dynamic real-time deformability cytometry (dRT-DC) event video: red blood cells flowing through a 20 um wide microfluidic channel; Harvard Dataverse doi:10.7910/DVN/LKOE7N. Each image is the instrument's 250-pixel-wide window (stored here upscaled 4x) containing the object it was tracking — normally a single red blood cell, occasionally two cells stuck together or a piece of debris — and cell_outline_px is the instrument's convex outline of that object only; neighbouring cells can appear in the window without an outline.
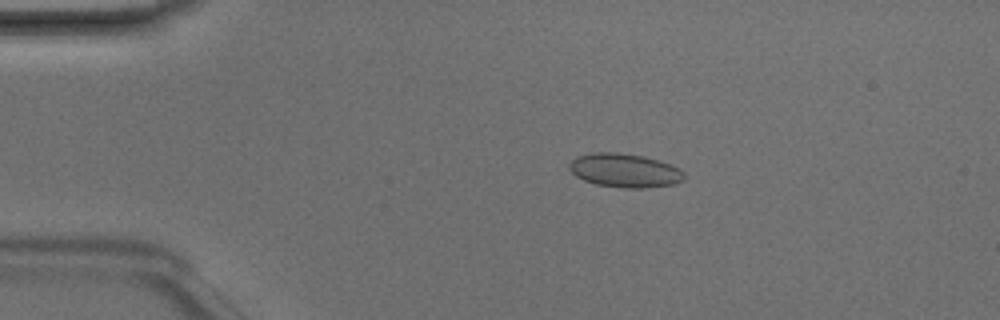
{"species": "Egyptian fruit bat (a non-hibernating species)", "species_latin": "Rousettus aegyptiacus", "temperature_condition": "room temperature", "stored_images_in_passage": 49, "camera_frame_rate_fps": 3000, "um_per_image_px": 0.085, "animal": {"sex": "male"}, "frame": {"image": 1, "passage_image": 10, "time_ms": 3.0, "image_size_px": [1000, 320], "cell_outline_px": [[684, 180], [672, 184], [644, 188], [620, 188], [596, 184], [584, 180], [576, 176], [568, 168], [568, 164], [576, 156], [592, 152], [616, 152], [644, 156], [680, 168], [684, 172]], "centroid_in_image_um": [53.07, 14.48], "position_along_channel_um": 31.9, "area_um2": 22.66}}
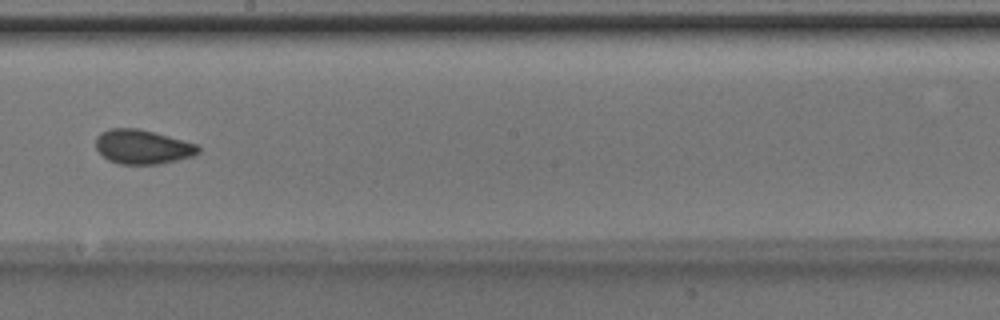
{"frame": {"image": 2, "passage_image": 28, "time_ms": 9.0, "image_size_px": [1000, 320], "cell_outline_px": [[200, 152], [196, 156], [160, 164], [120, 164], [108, 160], [96, 148], [96, 136], [100, 132], [112, 128], [140, 128], [196, 144], [200, 148]], "centroid_in_image_um": [12.13, 12.48], "position_along_channel_um": 236.1, "area_um2": 20.58}}
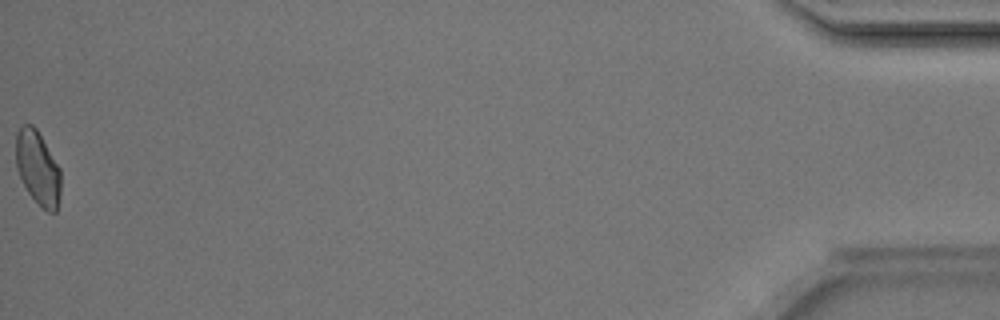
{"frame": {"image": 3, "passage_image": 49, "time_ms": 16.0, "image_size_px": [1000, 320], "cell_outline_px": [[60, 196], [56, 212], [48, 212], [28, 192], [16, 168], [16, 132], [24, 124], [32, 124], [36, 128], [60, 168]], "centroid_in_image_um": [3.21, 14.26], "position_along_channel_um": 432.0, "area_um2": 19.07}, "authors_computed_cell_mechanics": {"area_um2": 20.519, "velocity_mm_per_s": 4.2109, "shape_relaxation_time_tau1_ms": 7.696, "shape_relaxation_time_tau2_ms": 0.9342, "deformation_change_tau1": 0.1003, "deformation_change_tau2": 0.0434}}